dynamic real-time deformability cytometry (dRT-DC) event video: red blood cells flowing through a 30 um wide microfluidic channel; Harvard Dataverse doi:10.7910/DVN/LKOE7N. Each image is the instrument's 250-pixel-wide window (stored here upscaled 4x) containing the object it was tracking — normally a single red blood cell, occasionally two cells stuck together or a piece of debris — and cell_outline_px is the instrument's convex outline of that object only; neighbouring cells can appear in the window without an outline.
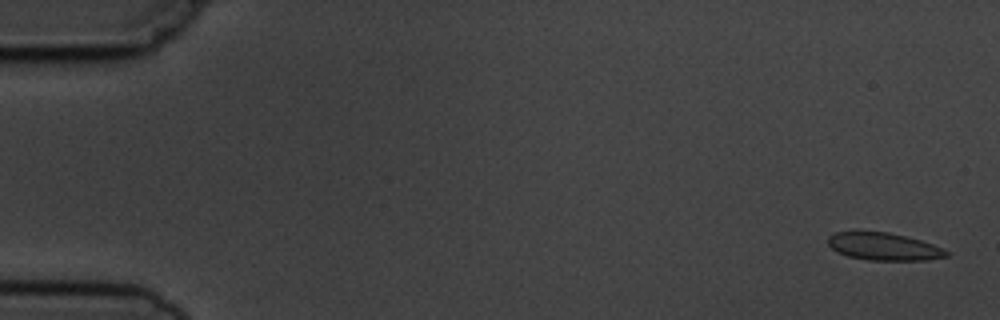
{"species": "common noctule bat (a hibernating species)", "species_latin": "Nyctalus noctula", "temperature_condition": "cold", "stored_images_in_passage": 5, "camera_frame_rate_fps": 3000, "um_per_image_px": 0.085, "animal": {"sex": "male", "body_mass_g": 19.5, "forearm_length_mm": 54.6}, "frame": {"image": 1, "passage_image": 1, "time_ms": 0.0, "image_size_px": [1000, 320], "cell_outline_px": [[948, 256], [924, 260], [868, 260], [848, 256], [836, 252], [828, 244], [828, 236], [836, 232], [856, 228], [860, 228], [888, 232], [920, 240], [944, 248], [948, 252]], "centroid_in_image_um": [75.03, 20.91], "position_along_channel_um": 10.0, "area_um2": 19.59}}
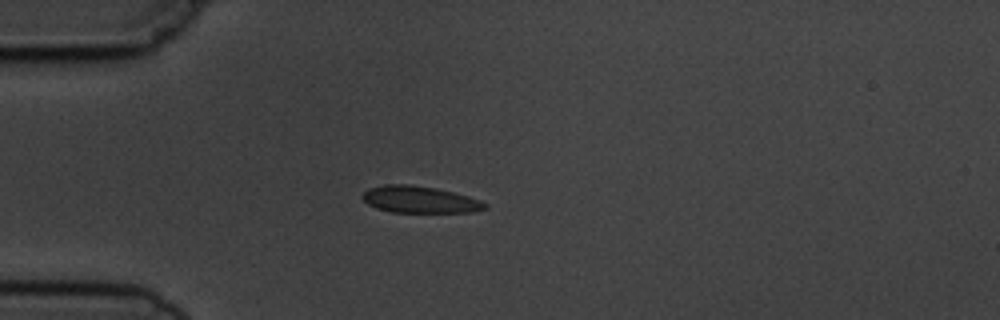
{"frame": {"image": 2, "passage_image": 5, "time_ms": 4.333, "image_size_px": [1000, 320], "cell_outline_px": [[488, 208], [472, 212], [392, 212], [376, 208], [368, 204], [360, 196], [368, 188], [384, 184], [408, 184], [436, 188], [468, 196], [480, 200], [488, 204]], "centroid_in_image_um": [35.66, 16.96], "position_along_channel_um": 49.3, "area_um2": 19.19}}